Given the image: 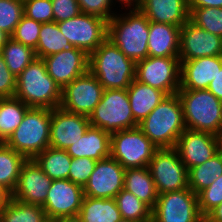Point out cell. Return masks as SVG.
<instances>
[{"label": "cell", "mask_w": 222, "mask_h": 222, "mask_svg": "<svg viewBox=\"0 0 222 222\" xmlns=\"http://www.w3.org/2000/svg\"><path fill=\"white\" fill-rule=\"evenodd\" d=\"M84 198L83 187L69 179L53 180L42 208L48 220L79 215Z\"/></svg>", "instance_id": "cell-14"}, {"label": "cell", "mask_w": 222, "mask_h": 222, "mask_svg": "<svg viewBox=\"0 0 222 222\" xmlns=\"http://www.w3.org/2000/svg\"><path fill=\"white\" fill-rule=\"evenodd\" d=\"M187 129L219 135L222 129V101L207 89L179 90Z\"/></svg>", "instance_id": "cell-6"}, {"label": "cell", "mask_w": 222, "mask_h": 222, "mask_svg": "<svg viewBox=\"0 0 222 222\" xmlns=\"http://www.w3.org/2000/svg\"><path fill=\"white\" fill-rule=\"evenodd\" d=\"M134 120L140 124L167 96L163 91L143 84L136 79L127 88Z\"/></svg>", "instance_id": "cell-25"}, {"label": "cell", "mask_w": 222, "mask_h": 222, "mask_svg": "<svg viewBox=\"0 0 222 222\" xmlns=\"http://www.w3.org/2000/svg\"><path fill=\"white\" fill-rule=\"evenodd\" d=\"M157 149L139 127L111 134L110 156L125 169L148 167Z\"/></svg>", "instance_id": "cell-8"}, {"label": "cell", "mask_w": 222, "mask_h": 222, "mask_svg": "<svg viewBox=\"0 0 222 222\" xmlns=\"http://www.w3.org/2000/svg\"><path fill=\"white\" fill-rule=\"evenodd\" d=\"M54 21L61 22L81 13L78 0H51Z\"/></svg>", "instance_id": "cell-43"}, {"label": "cell", "mask_w": 222, "mask_h": 222, "mask_svg": "<svg viewBox=\"0 0 222 222\" xmlns=\"http://www.w3.org/2000/svg\"><path fill=\"white\" fill-rule=\"evenodd\" d=\"M189 21L195 26L222 37V8H189Z\"/></svg>", "instance_id": "cell-36"}, {"label": "cell", "mask_w": 222, "mask_h": 222, "mask_svg": "<svg viewBox=\"0 0 222 222\" xmlns=\"http://www.w3.org/2000/svg\"><path fill=\"white\" fill-rule=\"evenodd\" d=\"M222 175V151L199 166L188 170V187L198 194Z\"/></svg>", "instance_id": "cell-30"}, {"label": "cell", "mask_w": 222, "mask_h": 222, "mask_svg": "<svg viewBox=\"0 0 222 222\" xmlns=\"http://www.w3.org/2000/svg\"><path fill=\"white\" fill-rule=\"evenodd\" d=\"M114 4L119 3L121 8L124 10H139L141 7L142 0H113Z\"/></svg>", "instance_id": "cell-47"}, {"label": "cell", "mask_w": 222, "mask_h": 222, "mask_svg": "<svg viewBox=\"0 0 222 222\" xmlns=\"http://www.w3.org/2000/svg\"><path fill=\"white\" fill-rule=\"evenodd\" d=\"M180 63L179 90H203L208 88L218 71H221L222 56L201 57Z\"/></svg>", "instance_id": "cell-21"}, {"label": "cell", "mask_w": 222, "mask_h": 222, "mask_svg": "<svg viewBox=\"0 0 222 222\" xmlns=\"http://www.w3.org/2000/svg\"><path fill=\"white\" fill-rule=\"evenodd\" d=\"M51 222H82V219L79 215L74 216H64L53 219Z\"/></svg>", "instance_id": "cell-50"}, {"label": "cell", "mask_w": 222, "mask_h": 222, "mask_svg": "<svg viewBox=\"0 0 222 222\" xmlns=\"http://www.w3.org/2000/svg\"><path fill=\"white\" fill-rule=\"evenodd\" d=\"M29 108L15 96L0 98V143L8 140Z\"/></svg>", "instance_id": "cell-29"}, {"label": "cell", "mask_w": 222, "mask_h": 222, "mask_svg": "<svg viewBox=\"0 0 222 222\" xmlns=\"http://www.w3.org/2000/svg\"><path fill=\"white\" fill-rule=\"evenodd\" d=\"M23 15V0H0V30L10 37Z\"/></svg>", "instance_id": "cell-37"}, {"label": "cell", "mask_w": 222, "mask_h": 222, "mask_svg": "<svg viewBox=\"0 0 222 222\" xmlns=\"http://www.w3.org/2000/svg\"><path fill=\"white\" fill-rule=\"evenodd\" d=\"M174 148L187 170L203 164L220 151L217 135L187 128L179 136Z\"/></svg>", "instance_id": "cell-15"}, {"label": "cell", "mask_w": 222, "mask_h": 222, "mask_svg": "<svg viewBox=\"0 0 222 222\" xmlns=\"http://www.w3.org/2000/svg\"><path fill=\"white\" fill-rule=\"evenodd\" d=\"M15 97L29 107L55 109L62 89L48 75L44 60L36 58L17 76Z\"/></svg>", "instance_id": "cell-3"}, {"label": "cell", "mask_w": 222, "mask_h": 222, "mask_svg": "<svg viewBox=\"0 0 222 222\" xmlns=\"http://www.w3.org/2000/svg\"><path fill=\"white\" fill-rule=\"evenodd\" d=\"M89 126L88 116L71 113L61 107L52 109L50 147L66 150L82 137Z\"/></svg>", "instance_id": "cell-20"}, {"label": "cell", "mask_w": 222, "mask_h": 222, "mask_svg": "<svg viewBox=\"0 0 222 222\" xmlns=\"http://www.w3.org/2000/svg\"><path fill=\"white\" fill-rule=\"evenodd\" d=\"M207 90L222 101V68L221 71H218L215 79L209 84Z\"/></svg>", "instance_id": "cell-45"}, {"label": "cell", "mask_w": 222, "mask_h": 222, "mask_svg": "<svg viewBox=\"0 0 222 222\" xmlns=\"http://www.w3.org/2000/svg\"><path fill=\"white\" fill-rule=\"evenodd\" d=\"M0 222H50L42 206L11 199L0 211Z\"/></svg>", "instance_id": "cell-33"}, {"label": "cell", "mask_w": 222, "mask_h": 222, "mask_svg": "<svg viewBox=\"0 0 222 222\" xmlns=\"http://www.w3.org/2000/svg\"><path fill=\"white\" fill-rule=\"evenodd\" d=\"M26 160L23 155L5 143H0V184L10 193L16 187L21 167Z\"/></svg>", "instance_id": "cell-32"}, {"label": "cell", "mask_w": 222, "mask_h": 222, "mask_svg": "<svg viewBox=\"0 0 222 222\" xmlns=\"http://www.w3.org/2000/svg\"><path fill=\"white\" fill-rule=\"evenodd\" d=\"M97 161L88 157L72 158L68 179L84 188Z\"/></svg>", "instance_id": "cell-41"}, {"label": "cell", "mask_w": 222, "mask_h": 222, "mask_svg": "<svg viewBox=\"0 0 222 222\" xmlns=\"http://www.w3.org/2000/svg\"><path fill=\"white\" fill-rule=\"evenodd\" d=\"M90 126L110 134L138 127L131 111L127 89H106L89 115Z\"/></svg>", "instance_id": "cell-7"}, {"label": "cell", "mask_w": 222, "mask_h": 222, "mask_svg": "<svg viewBox=\"0 0 222 222\" xmlns=\"http://www.w3.org/2000/svg\"><path fill=\"white\" fill-rule=\"evenodd\" d=\"M79 216L82 222H118L122 219L114 198L84 196Z\"/></svg>", "instance_id": "cell-27"}, {"label": "cell", "mask_w": 222, "mask_h": 222, "mask_svg": "<svg viewBox=\"0 0 222 222\" xmlns=\"http://www.w3.org/2000/svg\"><path fill=\"white\" fill-rule=\"evenodd\" d=\"M11 37L4 31L0 30V50L3 45L10 39Z\"/></svg>", "instance_id": "cell-51"}, {"label": "cell", "mask_w": 222, "mask_h": 222, "mask_svg": "<svg viewBox=\"0 0 222 222\" xmlns=\"http://www.w3.org/2000/svg\"><path fill=\"white\" fill-rule=\"evenodd\" d=\"M24 15L39 23L53 22L51 0H23Z\"/></svg>", "instance_id": "cell-40"}, {"label": "cell", "mask_w": 222, "mask_h": 222, "mask_svg": "<svg viewBox=\"0 0 222 222\" xmlns=\"http://www.w3.org/2000/svg\"><path fill=\"white\" fill-rule=\"evenodd\" d=\"M11 193L0 184V211L9 203Z\"/></svg>", "instance_id": "cell-49"}, {"label": "cell", "mask_w": 222, "mask_h": 222, "mask_svg": "<svg viewBox=\"0 0 222 222\" xmlns=\"http://www.w3.org/2000/svg\"><path fill=\"white\" fill-rule=\"evenodd\" d=\"M179 26L149 21L148 56L179 57Z\"/></svg>", "instance_id": "cell-24"}, {"label": "cell", "mask_w": 222, "mask_h": 222, "mask_svg": "<svg viewBox=\"0 0 222 222\" xmlns=\"http://www.w3.org/2000/svg\"><path fill=\"white\" fill-rule=\"evenodd\" d=\"M43 60L48 75L61 89L89 71V55L75 47L44 57Z\"/></svg>", "instance_id": "cell-18"}, {"label": "cell", "mask_w": 222, "mask_h": 222, "mask_svg": "<svg viewBox=\"0 0 222 222\" xmlns=\"http://www.w3.org/2000/svg\"><path fill=\"white\" fill-rule=\"evenodd\" d=\"M201 222H208L205 218Z\"/></svg>", "instance_id": "cell-54"}, {"label": "cell", "mask_w": 222, "mask_h": 222, "mask_svg": "<svg viewBox=\"0 0 222 222\" xmlns=\"http://www.w3.org/2000/svg\"><path fill=\"white\" fill-rule=\"evenodd\" d=\"M51 117L52 109L30 107L5 144L26 159H34L50 146Z\"/></svg>", "instance_id": "cell-5"}, {"label": "cell", "mask_w": 222, "mask_h": 222, "mask_svg": "<svg viewBox=\"0 0 222 222\" xmlns=\"http://www.w3.org/2000/svg\"><path fill=\"white\" fill-rule=\"evenodd\" d=\"M148 168L158 194L189 188L188 170L175 148L157 149Z\"/></svg>", "instance_id": "cell-11"}, {"label": "cell", "mask_w": 222, "mask_h": 222, "mask_svg": "<svg viewBox=\"0 0 222 222\" xmlns=\"http://www.w3.org/2000/svg\"><path fill=\"white\" fill-rule=\"evenodd\" d=\"M125 168L114 158L98 160L87 184L84 196L94 198H115L124 189Z\"/></svg>", "instance_id": "cell-16"}, {"label": "cell", "mask_w": 222, "mask_h": 222, "mask_svg": "<svg viewBox=\"0 0 222 222\" xmlns=\"http://www.w3.org/2000/svg\"><path fill=\"white\" fill-rule=\"evenodd\" d=\"M198 196L190 188L159 194L152 222H201Z\"/></svg>", "instance_id": "cell-12"}, {"label": "cell", "mask_w": 222, "mask_h": 222, "mask_svg": "<svg viewBox=\"0 0 222 222\" xmlns=\"http://www.w3.org/2000/svg\"><path fill=\"white\" fill-rule=\"evenodd\" d=\"M218 139H219L220 150L222 151V129L220 134L218 135Z\"/></svg>", "instance_id": "cell-52"}, {"label": "cell", "mask_w": 222, "mask_h": 222, "mask_svg": "<svg viewBox=\"0 0 222 222\" xmlns=\"http://www.w3.org/2000/svg\"><path fill=\"white\" fill-rule=\"evenodd\" d=\"M103 91L98 79L88 71L62 89L60 107L68 112L89 117L101 101Z\"/></svg>", "instance_id": "cell-13"}, {"label": "cell", "mask_w": 222, "mask_h": 222, "mask_svg": "<svg viewBox=\"0 0 222 222\" xmlns=\"http://www.w3.org/2000/svg\"><path fill=\"white\" fill-rule=\"evenodd\" d=\"M118 222H135V221H132V220H127V219H121L120 221H118Z\"/></svg>", "instance_id": "cell-53"}, {"label": "cell", "mask_w": 222, "mask_h": 222, "mask_svg": "<svg viewBox=\"0 0 222 222\" xmlns=\"http://www.w3.org/2000/svg\"><path fill=\"white\" fill-rule=\"evenodd\" d=\"M138 127L158 149L174 148L186 129L178 94L167 95Z\"/></svg>", "instance_id": "cell-2"}, {"label": "cell", "mask_w": 222, "mask_h": 222, "mask_svg": "<svg viewBox=\"0 0 222 222\" xmlns=\"http://www.w3.org/2000/svg\"><path fill=\"white\" fill-rule=\"evenodd\" d=\"M111 134L89 126L74 144L66 148L72 158L88 157L96 161L110 157Z\"/></svg>", "instance_id": "cell-23"}, {"label": "cell", "mask_w": 222, "mask_h": 222, "mask_svg": "<svg viewBox=\"0 0 222 222\" xmlns=\"http://www.w3.org/2000/svg\"><path fill=\"white\" fill-rule=\"evenodd\" d=\"M17 77L10 72L0 53V98L14 97Z\"/></svg>", "instance_id": "cell-44"}, {"label": "cell", "mask_w": 222, "mask_h": 222, "mask_svg": "<svg viewBox=\"0 0 222 222\" xmlns=\"http://www.w3.org/2000/svg\"><path fill=\"white\" fill-rule=\"evenodd\" d=\"M149 20L140 10L115 14L108 21L107 39L135 63L148 57Z\"/></svg>", "instance_id": "cell-4"}, {"label": "cell", "mask_w": 222, "mask_h": 222, "mask_svg": "<svg viewBox=\"0 0 222 222\" xmlns=\"http://www.w3.org/2000/svg\"><path fill=\"white\" fill-rule=\"evenodd\" d=\"M204 218L208 222H222V203L212 209Z\"/></svg>", "instance_id": "cell-48"}, {"label": "cell", "mask_w": 222, "mask_h": 222, "mask_svg": "<svg viewBox=\"0 0 222 222\" xmlns=\"http://www.w3.org/2000/svg\"><path fill=\"white\" fill-rule=\"evenodd\" d=\"M71 47L68 39L62 34L55 21L41 25L38 44L34 49L37 58L43 59Z\"/></svg>", "instance_id": "cell-31"}, {"label": "cell", "mask_w": 222, "mask_h": 222, "mask_svg": "<svg viewBox=\"0 0 222 222\" xmlns=\"http://www.w3.org/2000/svg\"><path fill=\"white\" fill-rule=\"evenodd\" d=\"M222 56V37L207 32L187 21L180 29L179 60Z\"/></svg>", "instance_id": "cell-17"}, {"label": "cell", "mask_w": 222, "mask_h": 222, "mask_svg": "<svg viewBox=\"0 0 222 222\" xmlns=\"http://www.w3.org/2000/svg\"><path fill=\"white\" fill-rule=\"evenodd\" d=\"M181 63L179 57H146L136 62L135 79L143 84L175 94L180 89Z\"/></svg>", "instance_id": "cell-10"}, {"label": "cell", "mask_w": 222, "mask_h": 222, "mask_svg": "<svg viewBox=\"0 0 222 222\" xmlns=\"http://www.w3.org/2000/svg\"><path fill=\"white\" fill-rule=\"evenodd\" d=\"M52 181L34 159H27L11 197L26 204L43 206Z\"/></svg>", "instance_id": "cell-19"}, {"label": "cell", "mask_w": 222, "mask_h": 222, "mask_svg": "<svg viewBox=\"0 0 222 222\" xmlns=\"http://www.w3.org/2000/svg\"><path fill=\"white\" fill-rule=\"evenodd\" d=\"M114 199L123 219L152 222V210L133 193L122 189Z\"/></svg>", "instance_id": "cell-35"}, {"label": "cell", "mask_w": 222, "mask_h": 222, "mask_svg": "<svg viewBox=\"0 0 222 222\" xmlns=\"http://www.w3.org/2000/svg\"><path fill=\"white\" fill-rule=\"evenodd\" d=\"M34 160L52 180L68 179L72 157L66 150L49 146Z\"/></svg>", "instance_id": "cell-28"}, {"label": "cell", "mask_w": 222, "mask_h": 222, "mask_svg": "<svg viewBox=\"0 0 222 222\" xmlns=\"http://www.w3.org/2000/svg\"><path fill=\"white\" fill-rule=\"evenodd\" d=\"M124 189L133 193L151 210L154 209L159 194L148 167L126 169L124 173Z\"/></svg>", "instance_id": "cell-26"}, {"label": "cell", "mask_w": 222, "mask_h": 222, "mask_svg": "<svg viewBox=\"0 0 222 222\" xmlns=\"http://www.w3.org/2000/svg\"><path fill=\"white\" fill-rule=\"evenodd\" d=\"M139 10L156 23L182 27L189 21L188 0H142Z\"/></svg>", "instance_id": "cell-22"}, {"label": "cell", "mask_w": 222, "mask_h": 222, "mask_svg": "<svg viewBox=\"0 0 222 222\" xmlns=\"http://www.w3.org/2000/svg\"><path fill=\"white\" fill-rule=\"evenodd\" d=\"M89 71L106 89H127L135 79L136 63L106 39L89 55Z\"/></svg>", "instance_id": "cell-1"}, {"label": "cell", "mask_w": 222, "mask_h": 222, "mask_svg": "<svg viewBox=\"0 0 222 222\" xmlns=\"http://www.w3.org/2000/svg\"><path fill=\"white\" fill-rule=\"evenodd\" d=\"M189 8H206L218 7L222 8V0H188Z\"/></svg>", "instance_id": "cell-46"}, {"label": "cell", "mask_w": 222, "mask_h": 222, "mask_svg": "<svg viewBox=\"0 0 222 222\" xmlns=\"http://www.w3.org/2000/svg\"><path fill=\"white\" fill-rule=\"evenodd\" d=\"M81 13L93 14L110 20L117 12L113 0H78Z\"/></svg>", "instance_id": "cell-42"}, {"label": "cell", "mask_w": 222, "mask_h": 222, "mask_svg": "<svg viewBox=\"0 0 222 222\" xmlns=\"http://www.w3.org/2000/svg\"><path fill=\"white\" fill-rule=\"evenodd\" d=\"M8 69L16 77L36 59L35 50L10 38L0 50Z\"/></svg>", "instance_id": "cell-34"}, {"label": "cell", "mask_w": 222, "mask_h": 222, "mask_svg": "<svg viewBox=\"0 0 222 222\" xmlns=\"http://www.w3.org/2000/svg\"><path fill=\"white\" fill-rule=\"evenodd\" d=\"M198 208L205 217L212 209L222 203V175L198 194Z\"/></svg>", "instance_id": "cell-39"}, {"label": "cell", "mask_w": 222, "mask_h": 222, "mask_svg": "<svg viewBox=\"0 0 222 222\" xmlns=\"http://www.w3.org/2000/svg\"><path fill=\"white\" fill-rule=\"evenodd\" d=\"M41 25L42 23L36 22L23 15L11 35V38L16 42L35 49L38 44Z\"/></svg>", "instance_id": "cell-38"}, {"label": "cell", "mask_w": 222, "mask_h": 222, "mask_svg": "<svg viewBox=\"0 0 222 222\" xmlns=\"http://www.w3.org/2000/svg\"><path fill=\"white\" fill-rule=\"evenodd\" d=\"M57 24L71 46L82 49L88 55L107 39L108 20L100 16L80 13Z\"/></svg>", "instance_id": "cell-9"}]
</instances>
